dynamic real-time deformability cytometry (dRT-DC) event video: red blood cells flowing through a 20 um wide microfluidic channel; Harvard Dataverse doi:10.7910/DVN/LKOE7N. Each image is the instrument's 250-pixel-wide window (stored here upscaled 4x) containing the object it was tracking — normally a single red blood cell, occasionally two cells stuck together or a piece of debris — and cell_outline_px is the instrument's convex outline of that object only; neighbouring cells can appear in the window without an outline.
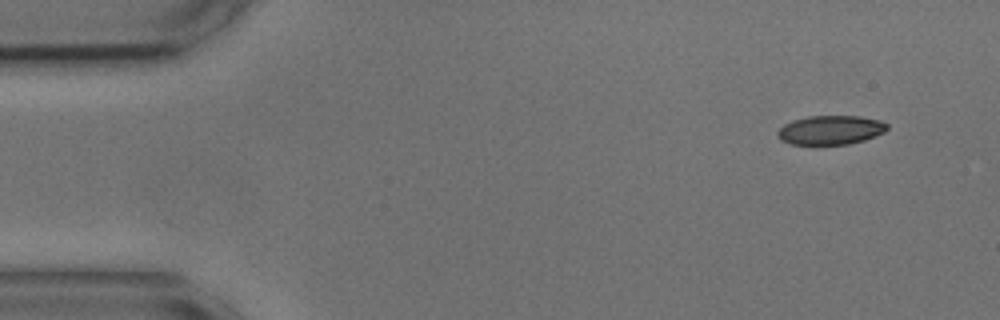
{"species": "common noctule bat (a hibernating species)", "species_latin": "Nyctalus noctula", "temperature_condition": "cold", "stored_images_in_passage": 52, "camera_frame_rate_fps": 3000, "um_per_image_px": 0.085, "animal": {"sex": "male", "body_mass_g": 17.9, "forearm_length_mm": 54.2}, "frame": {"image": 1, "passage_image": 1, "time_ms": 0.0, "image_size_px": [1000, 320], "cell_outline_px": [[888, 128], [884, 132], [876, 136], [864, 140], [848, 144], [792, 144], [780, 140], [776, 132], [784, 124], [792, 120], [808, 116], [860, 116], [880, 120], [888, 124]], "centroid_in_image_um": [70.6, 11.04], "position_along_channel_um": 14.4, "area_um2": 18.61}}
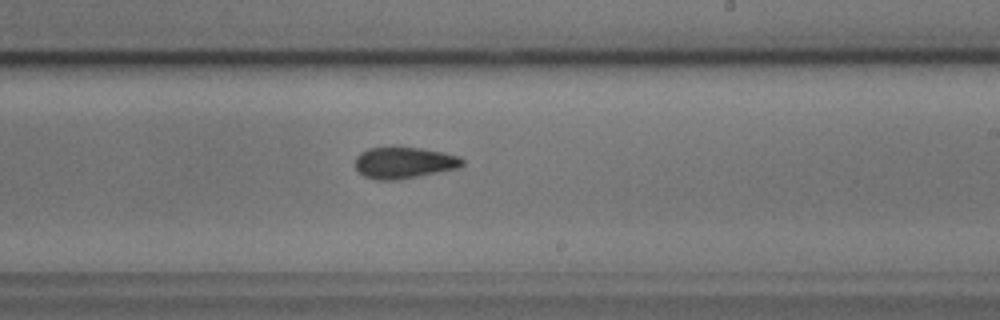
{"frame": {"image": 2, "passage_image": 29, "time_ms": 9.333, "image_size_px": [1000, 320], "cell_outline_px": [[464, 164], [460, 168], [400, 180], [376, 180], [364, 176], [356, 168], [356, 156], [360, 152], [368, 148], [420, 148], [444, 152], [460, 156], [464, 160]], "centroid_in_image_um": [34.39, 13.85], "position_along_channel_um": 254.6, "area_um2": 19.71}}
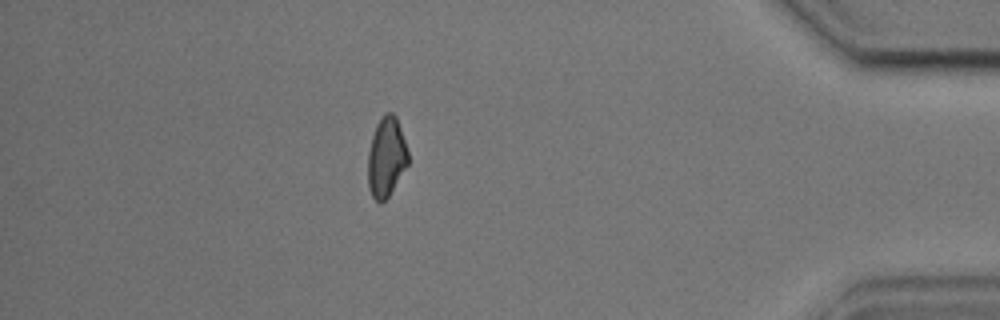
{"frame": {"image": 3, "passage_image": 45, "time_ms": 14.667, "image_size_px": [1000, 320], "cell_outline_px": [[408, 164], [388, 196], [380, 204], [372, 196], [368, 188], [368, 152], [372, 136], [376, 124], [384, 112], [392, 112], [396, 116], [408, 152]], "centroid_in_image_um": [32.82, 13.34], "position_along_channel_um": 402.4, "area_um2": 18.55}, "authors_computed_cell_mechanics": {"area_um2": 19.5364, "velocity_mm_per_s": 3.5997, "shape_relaxation_time_tau1_ms": 3.9925, "shape_relaxation_time_tau2_ms": 4.1127, "deformation_change_tau1": 0.0966, "deformation_change_tau2": 0.1003}}